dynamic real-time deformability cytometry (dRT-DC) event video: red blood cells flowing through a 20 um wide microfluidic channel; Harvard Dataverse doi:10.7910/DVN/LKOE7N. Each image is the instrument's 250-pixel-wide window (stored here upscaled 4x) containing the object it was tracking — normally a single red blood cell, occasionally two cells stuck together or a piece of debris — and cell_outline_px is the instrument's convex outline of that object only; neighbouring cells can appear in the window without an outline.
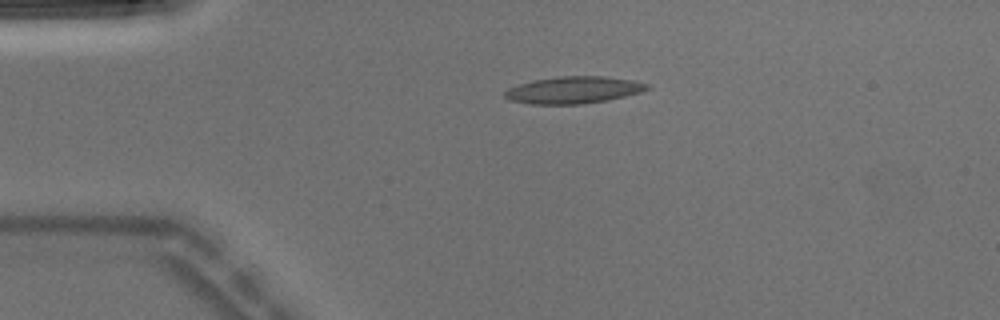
{"species": "Egyptian fruit bat (a non-hibernating species)", "species_latin": "Rousettus aegyptiacus", "temperature_condition": "warm", "stored_images_in_passage": 5, "camera_frame_rate_fps": 3000, "um_per_image_px": 0.085, "animal": {"sex": "male"}, "frame": {"image": 1, "passage_image": 5, "time_ms": 1.333, "image_size_px": [1000, 320], "cell_outline_px": [[652, 88], [640, 92], [608, 100], [584, 104], [532, 104], [508, 100], [504, 96], [504, 92], [508, 88], [532, 80], [560, 76], [604, 76], [632, 80], [648, 84]], "centroid_in_image_um": [48.74, 7.65], "position_along_channel_um": 36.3, "area_um2": 22.43}}